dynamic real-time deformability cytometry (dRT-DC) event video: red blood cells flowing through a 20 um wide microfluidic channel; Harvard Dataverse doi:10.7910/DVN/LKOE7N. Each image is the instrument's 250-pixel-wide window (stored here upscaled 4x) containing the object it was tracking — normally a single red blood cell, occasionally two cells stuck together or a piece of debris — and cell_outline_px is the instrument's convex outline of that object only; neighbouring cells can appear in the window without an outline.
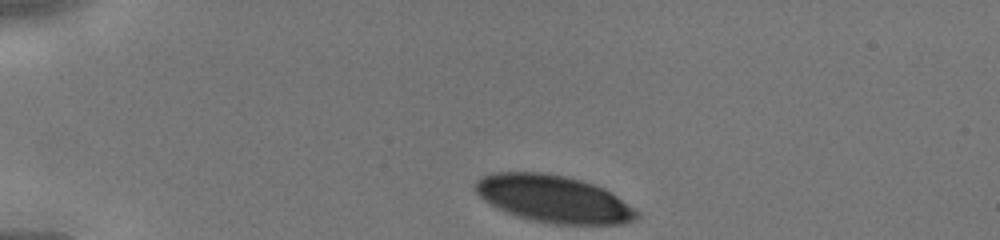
{"species": "human", "species_latin": "Homo sapiens", "temperature_condition": "cold", "stored_images_in_passage": 30, "camera_frame_rate_fps": 3000, "um_per_image_px": 0.085, "donor": {"sex": "male"}, "frame": {"image": 1, "passage_image": 1, "time_ms": 0.0, "image_size_px": [1000, 240], "cell_outline_px": [[640, 216], [636, 220], [624, 224], [552, 224], [532, 220], [516, 216], [484, 200], [476, 192], [476, 180], [492, 172], [544, 172], [564, 176], [580, 180], [604, 188], [640, 212]], "centroid_in_image_um": [47.09, 16.91], "position_along_channel_um": 37.9, "area_um2": 44.16}}
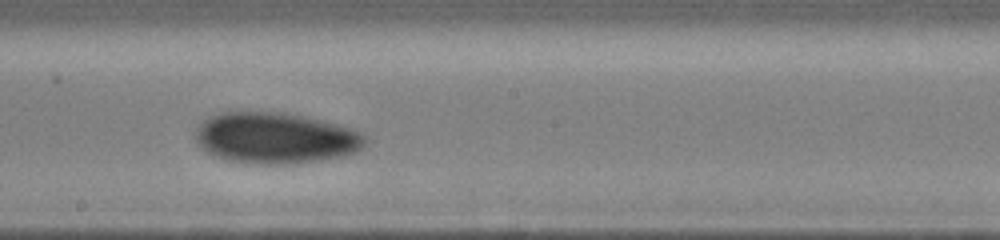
{"frame": {"image": 2, "passage_image": 17, "time_ms": 5.333, "image_size_px": [1000, 240], "cell_outline_px": [[364, 144], [360, 148], [344, 156], [296, 164], [252, 164], [224, 160], [212, 156], [200, 148], [196, 144], [196, 128], [208, 116], [220, 112], [284, 112], [304, 116], [336, 124], [360, 132], [364, 136]], "centroid_in_image_um": [23.32, 11.74], "position_along_channel_um": 224.9, "area_um2": 50.75}}
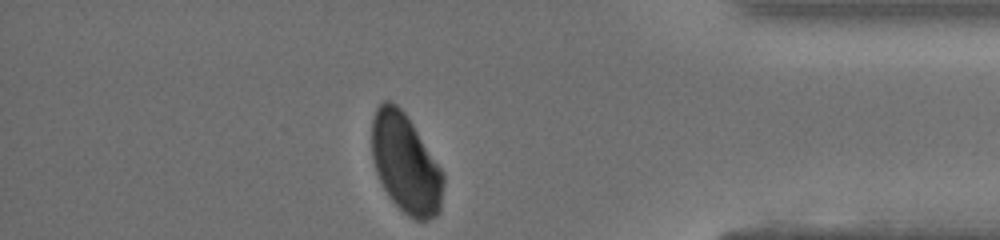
{"frame": {"image": 3, "passage_image": 30, "time_ms": 9.667, "image_size_px": [1000, 240], "cell_outline_px": [[444, 184], [440, 212], [436, 216], [428, 220], [416, 220], [408, 216], [388, 196], [376, 172], [372, 160], [372, 116], [376, 108], [384, 100], [388, 100], [396, 104], [404, 112], [444, 172]], "centroid_in_image_um": [34.48, 13.92], "position_along_channel_um": 400.7, "area_um2": 41.38}}